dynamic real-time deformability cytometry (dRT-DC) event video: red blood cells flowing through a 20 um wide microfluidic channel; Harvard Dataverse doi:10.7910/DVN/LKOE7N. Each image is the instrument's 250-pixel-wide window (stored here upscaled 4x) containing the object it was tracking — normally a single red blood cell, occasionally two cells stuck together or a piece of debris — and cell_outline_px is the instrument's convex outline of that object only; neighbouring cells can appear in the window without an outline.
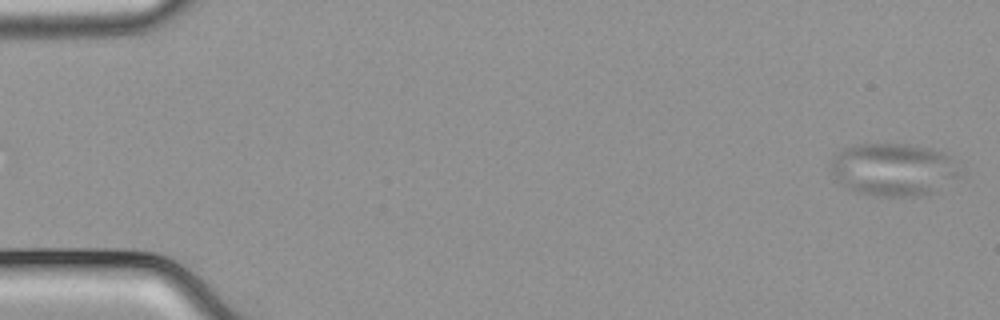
{"species": "common noctule bat (a hibernating species)", "species_latin": "Nyctalus noctula", "temperature_condition": "cold", "stored_images_in_passage": 54, "camera_frame_rate_fps": 3000, "um_per_image_px": 0.085, "animal": {"sex": "male", "body_mass_g": 21.5, "forearm_length_mm": 52.0}, "frame": {"image": 1, "passage_image": 1, "time_ms": 0.0, "image_size_px": [1000, 320], "cell_outline_px": [[960, 176], [936, 192], [920, 196], [876, 196], [860, 192], [848, 188], [836, 180], [832, 172], [832, 156], [840, 148], [856, 144], [904, 144], [928, 148], [944, 152], [952, 160], [960, 172]], "centroid_in_image_um": [75.93, 14.41], "position_along_channel_um": 9.1, "area_um2": 39.71}}
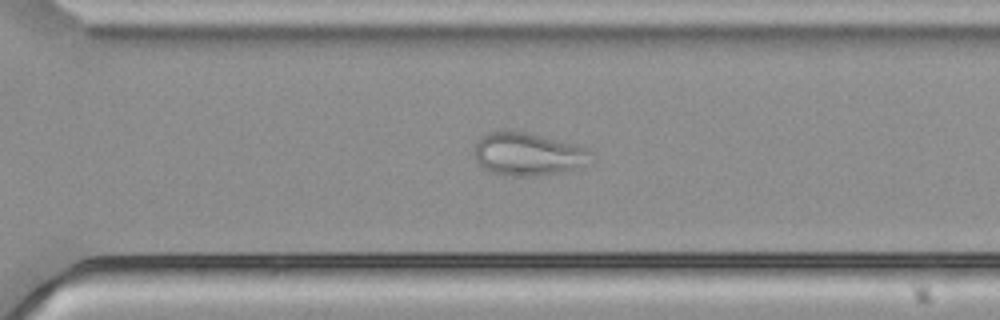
{"frame": {"image": 2, "passage_image": 38, "time_ms": 12.333, "image_size_px": [1000, 320], "cell_outline_px": [[596, 160], [580, 168], [564, 172], [536, 176], [508, 176], [492, 172], [476, 164], [472, 156], [472, 152], [476, 140], [480, 136], [496, 128], [508, 128], [576, 144], [588, 148], [592, 152]], "centroid_in_image_um": [44.86, 13.08], "position_along_channel_um": 325.7, "area_um2": 30.69}}
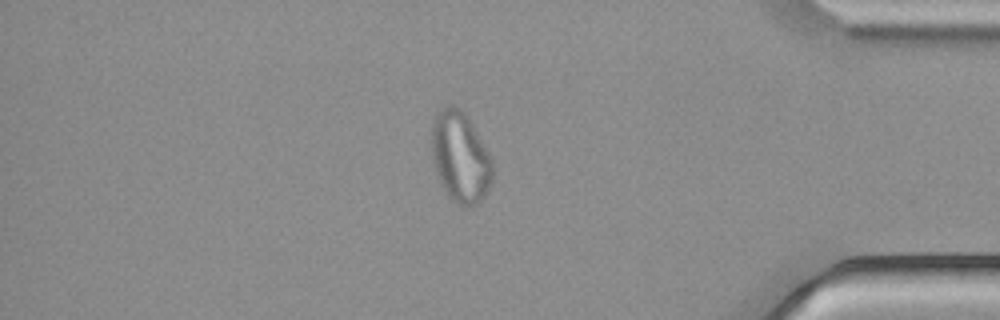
{"frame": {"image": 3, "passage_image": 46, "time_ms": 15.0, "image_size_px": [1000, 320], "cell_outline_px": [[492, 180], [484, 196], [476, 204], [464, 208], [456, 204], [448, 196], [436, 172], [432, 160], [432, 120], [436, 112], [440, 108], [448, 104], [452, 104], [460, 108], [464, 112], [472, 124], [492, 160]], "centroid_in_image_um": [39.1, 13.34], "position_along_channel_um": 396.1, "area_um2": 32.19}}